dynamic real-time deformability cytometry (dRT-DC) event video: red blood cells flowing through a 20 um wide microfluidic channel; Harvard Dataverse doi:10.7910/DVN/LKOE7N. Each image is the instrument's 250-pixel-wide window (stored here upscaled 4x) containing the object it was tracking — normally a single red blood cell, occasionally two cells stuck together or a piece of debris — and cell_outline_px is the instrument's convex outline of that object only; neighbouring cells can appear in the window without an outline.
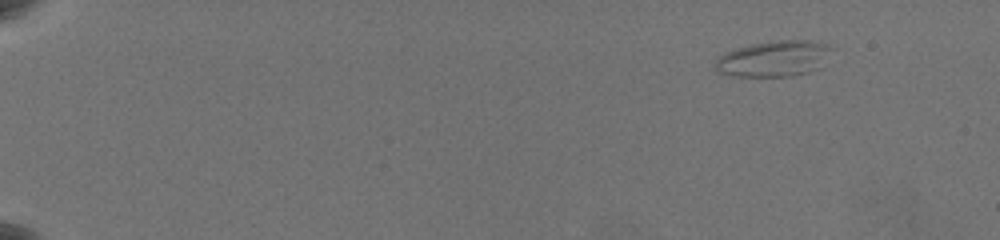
{"species": "common noctule bat (a hibernating species)", "species_latin": "Nyctalus noctula", "temperature_condition": "warm", "stored_images_in_passage": 57, "camera_frame_rate_fps": 3000, "um_per_image_px": 0.085, "animal": {"sex": "female", "body_mass_g": 19.5, "forearm_length_mm": 54.1}, "frame": {"image": 1, "passage_image": 1, "time_ms": 0.0, "image_size_px": [1000, 240], "cell_outline_px": [[832, 48], [816, 68], [808, 72], [792, 76], [732, 76], [720, 72], [716, 68], [716, 60], [720, 56], [736, 48], [752, 44], [780, 40], [812, 40], [828, 44]], "centroid_in_image_um": [65.76, 4.98], "position_along_channel_um": 19.2, "area_um2": 23.76}}
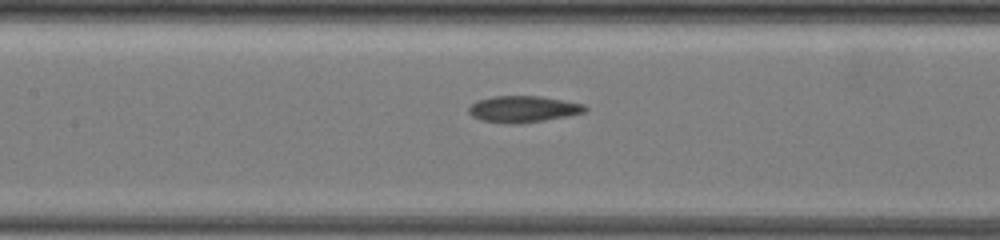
{"frame": {"image": 2, "passage_image": 28, "time_ms": 8.667, "image_size_px": [1000, 240], "cell_outline_px": [[588, 108], [584, 112], [568, 116], [520, 124], [508, 124], [480, 120], [472, 116], [468, 112], [468, 108], [476, 100], [492, 96], [540, 96], [584, 104]], "centroid_in_image_um": [44.43, 9.27], "position_along_channel_um": 163.0, "area_um2": 18.03}}
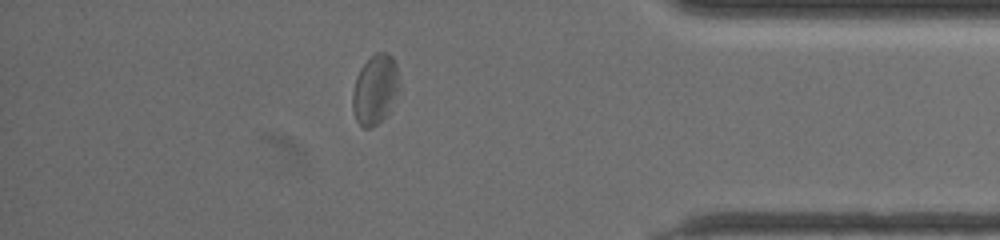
{"frame": {"image": 3, "passage_image": 50, "time_ms": 16.0, "image_size_px": [1000, 240], "cell_outline_px": [[396, 88], [388, 116], [372, 128], [364, 128], [356, 120], [352, 108], [352, 92], [356, 76], [360, 68], [376, 52], [388, 52], [392, 56], [396, 64]], "centroid_in_image_um": [31.83, 7.63], "position_along_channel_um": 403.4, "area_um2": 18.61}, "authors_computed_cell_mechanics": {"area_um2": 18.6694, "velocity_mm_per_s": 3.581, "shape_relaxation_time_tau1_ms": null, "shape_relaxation_time_tau2_ms": 2.4888, "deformation_change_tau1": null, "deformation_change_tau2": 0.0895}}